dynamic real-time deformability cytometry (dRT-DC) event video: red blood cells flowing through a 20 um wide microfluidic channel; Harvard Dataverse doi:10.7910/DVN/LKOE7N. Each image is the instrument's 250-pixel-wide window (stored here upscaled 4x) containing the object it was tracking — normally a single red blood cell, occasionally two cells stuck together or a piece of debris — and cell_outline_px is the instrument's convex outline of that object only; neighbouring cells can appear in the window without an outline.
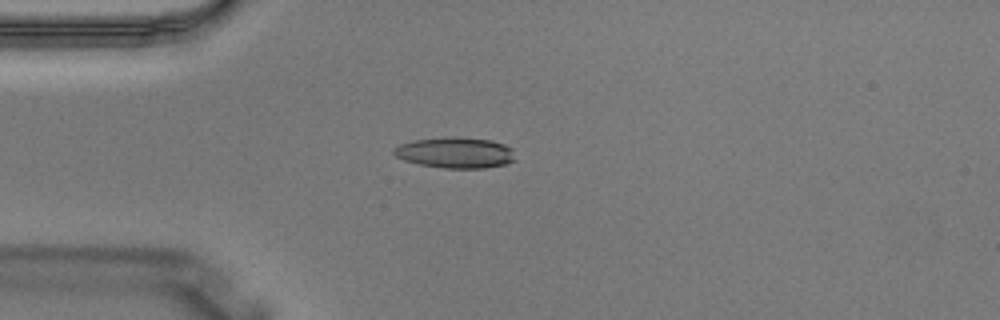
{"species": "Egyptian fruit bat (a non-hibernating species)", "species_latin": "Rousettus aegyptiacus", "temperature_condition": "warm", "stored_images_in_passage": 2, "camera_frame_rate_fps": 3000, "um_per_image_px": 0.085, "animal": {"sex": "male"}, "frame": {"image": 1, "passage_image": 2, "time_ms": 0.333, "image_size_px": [1000, 320], "cell_outline_px": [[516, 160], [504, 164], [484, 168], [444, 168], [420, 164], [404, 160], [396, 156], [392, 152], [392, 148], [400, 144], [412, 140], [444, 136], [448, 136], [492, 140], [504, 144], [512, 148]], "centroid_in_image_um": [38.69, 12.96], "position_along_channel_um": 46.3, "area_um2": 22.02}}